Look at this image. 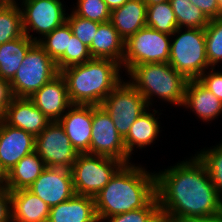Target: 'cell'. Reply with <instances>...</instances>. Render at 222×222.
Instances as JSON below:
<instances>
[{
    "label": "cell",
    "instance_id": "cell-43",
    "mask_svg": "<svg viewBox=\"0 0 222 222\" xmlns=\"http://www.w3.org/2000/svg\"><path fill=\"white\" fill-rule=\"evenodd\" d=\"M19 3L18 0H0V6H16Z\"/></svg>",
    "mask_w": 222,
    "mask_h": 222
},
{
    "label": "cell",
    "instance_id": "cell-44",
    "mask_svg": "<svg viewBox=\"0 0 222 222\" xmlns=\"http://www.w3.org/2000/svg\"><path fill=\"white\" fill-rule=\"evenodd\" d=\"M144 3L146 4V6H150V5H153V4H157V3H162V2H167L169 0H143Z\"/></svg>",
    "mask_w": 222,
    "mask_h": 222
},
{
    "label": "cell",
    "instance_id": "cell-18",
    "mask_svg": "<svg viewBox=\"0 0 222 222\" xmlns=\"http://www.w3.org/2000/svg\"><path fill=\"white\" fill-rule=\"evenodd\" d=\"M182 107L192 110L203 122H210L222 115V101L211 93L198 79L188 80Z\"/></svg>",
    "mask_w": 222,
    "mask_h": 222
},
{
    "label": "cell",
    "instance_id": "cell-23",
    "mask_svg": "<svg viewBox=\"0 0 222 222\" xmlns=\"http://www.w3.org/2000/svg\"><path fill=\"white\" fill-rule=\"evenodd\" d=\"M125 41L110 21L100 23L97 33L89 47L92 58L110 59L120 65L124 56Z\"/></svg>",
    "mask_w": 222,
    "mask_h": 222
},
{
    "label": "cell",
    "instance_id": "cell-42",
    "mask_svg": "<svg viewBox=\"0 0 222 222\" xmlns=\"http://www.w3.org/2000/svg\"><path fill=\"white\" fill-rule=\"evenodd\" d=\"M0 188H7V171L0 163Z\"/></svg>",
    "mask_w": 222,
    "mask_h": 222
},
{
    "label": "cell",
    "instance_id": "cell-26",
    "mask_svg": "<svg viewBox=\"0 0 222 222\" xmlns=\"http://www.w3.org/2000/svg\"><path fill=\"white\" fill-rule=\"evenodd\" d=\"M178 28L205 29L210 19L190 0H169Z\"/></svg>",
    "mask_w": 222,
    "mask_h": 222
},
{
    "label": "cell",
    "instance_id": "cell-31",
    "mask_svg": "<svg viewBox=\"0 0 222 222\" xmlns=\"http://www.w3.org/2000/svg\"><path fill=\"white\" fill-rule=\"evenodd\" d=\"M204 31L209 66L219 67L222 63V17L210 19Z\"/></svg>",
    "mask_w": 222,
    "mask_h": 222
},
{
    "label": "cell",
    "instance_id": "cell-25",
    "mask_svg": "<svg viewBox=\"0 0 222 222\" xmlns=\"http://www.w3.org/2000/svg\"><path fill=\"white\" fill-rule=\"evenodd\" d=\"M35 42L25 34L12 41L0 44V77L10 82L30 47Z\"/></svg>",
    "mask_w": 222,
    "mask_h": 222
},
{
    "label": "cell",
    "instance_id": "cell-40",
    "mask_svg": "<svg viewBox=\"0 0 222 222\" xmlns=\"http://www.w3.org/2000/svg\"><path fill=\"white\" fill-rule=\"evenodd\" d=\"M162 222H222V215L210 218H162Z\"/></svg>",
    "mask_w": 222,
    "mask_h": 222
},
{
    "label": "cell",
    "instance_id": "cell-41",
    "mask_svg": "<svg viewBox=\"0 0 222 222\" xmlns=\"http://www.w3.org/2000/svg\"><path fill=\"white\" fill-rule=\"evenodd\" d=\"M110 10H113L115 8L121 7L124 3H126L128 0H104Z\"/></svg>",
    "mask_w": 222,
    "mask_h": 222
},
{
    "label": "cell",
    "instance_id": "cell-5",
    "mask_svg": "<svg viewBox=\"0 0 222 222\" xmlns=\"http://www.w3.org/2000/svg\"><path fill=\"white\" fill-rule=\"evenodd\" d=\"M177 28L171 35L169 64L188 80L211 68L206 55L204 29Z\"/></svg>",
    "mask_w": 222,
    "mask_h": 222
},
{
    "label": "cell",
    "instance_id": "cell-6",
    "mask_svg": "<svg viewBox=\"0 0 222 222\" xmlns=\"http://www.w3.org/2000/svg\"><path fill=\"white\" fill-rule=\"evenodd\" d=\"M59 73L55 61L35 42L9 82L14 97L30 98Z\"/></svg>",
    "mask_w": 222,
    "mask_h": 222
},
{
    "label": "cell",
    "instance_id": "cell-39",
    "mask_svg": "<svg viewBox=\"0 0 222 222\" xmlns=\"http://www.w3.org/2000/svg\"><path fill=\"white\" fill-rule=\"evenodd\" d=\"M191 3L197 6L209 18L214 19L219 17V2L218 0H190Z\"/></svg>",
    "mask_w": 222,
    "mask_h": 222
},
{
    "label": "cell",
    "instance_id": "cell-2",
    "mask_svg": "<svg viewBox=\"0 0 222 222\" xmlns=\"http://www.w3.org/2000/svg\"><path fill=\"white\" fill-rule=\"evenodd\" d=\"M155 196V172L134 162L124 164L94 196L97 219L102 222L112 215L143 208Z\"/></svg>",
    "mask_w": 222,
    "mask_h": 222
},
{
    "label": "cell",
    "instance_id": "cell-15",
    "mask_svg": "<svg viewBox=\"0 0 222 222\" xmlns=\"http://www.w3.org/2000/svg\"><path fill=\"white\" fill-rule=\"evenodd\" d=\"M30 99L50 121H58L73 105L65 79L60 73L36 91Z\"/></svg>",
    "mask_w": 222,
    "mask_h": 222
},
{
    "label": "cell",
    "instance_id": "cell-9",
    "mask_svg": "<svg viewBox=\"0 0 222 222\" xmlns=\"http://www.w3.org/2000/svg\"><path fill=\"white\" fill-rule=\"evenodd\" d=\"M101 106L123 138L135 120L150 108L146 99L126 79L103 100Z\"/></svg>",
    "mask_w": 222,
    "mask_h": 222
},
{
    "label": "cell",
    "instance_id": "cell-4",
    "mask_svg": "<svg viewBox=\"0 0 222 222\" xmlns=\"http://www.w3.org/2000/svg\"><path fill=\"white\" fill-rule=\"evenodd\" d=\"M126 76L129 77L127 81L146 99L150 108L154 104V97L165 103L183 106L188 79L169 63L136 65Z\"/></svg>",
    "mask_w": 222,
    "mask_h": 222
},
{
    "label": "cell",
    "instance_id": "cell-3",
    "mask_svg": "<svg viewBox=\"0 0 222 222\" xmlns=\"http://www.w3.org/2000/svg\"><path fill=\"white\" fill-rule=\"evenodd\" d=\"M122 67L110 59L92 58L60 71L73 105L100 106L123 81ZM122 78V79H121Z\"/></svg>",
    "mask_w": 222,
    "mask_h": 222
},
{
    "label": "cell",
    "instance_id": "cell-24",
    "mask_svg": "<svg viewBox=\"0 0 222 222\" xmlns=\"http://www.w3.org/2000/svg\"><path fill=\"white\" fill-rule=\"evenodd\" d=\"M45 168L46 164L35 151L22 157L7 172V188L11 191L27 189Z\"/></svg>",
    "mask_w": 222,
    "mask_h": 222
},
{
    "label": "cell",
    "instance_id": "cell-7",
    "mask_svg": "<svg viewBox=\"0 0 222 222\" xmlns=\"http://www.w3.org/2000/svg\"><path fill=\"white\" fill-rule=\"evenodd\" d=\"M123 165L112 157L78 154L70 169L75 194L94 197Z\"/></svg>",
    "mask_w": 222,
    "mask_h": 222
},
{
    "label": "cell",
    "instance_id": "cell-37",
    "mask_svg": "<svg viewBox=\"0 0 222 222\" xmlns=\"http://www.w3.org/2000/svg\"><path fill=\"white\" fill-rule=\"evenodd\" d=\"M0 222H12L11 190L0 188Z\"/></svg>",
    "mask_w": 222,
    "mask_h": 222
},
{
    "label": "cell",
    "instance_id": "cell-19",
    "mask_svg": "<svg viewBox=\"0 0 222 222\" xmlns=\"http://www.w3.org/2000/svg\"><path fill=\"white\" fill-rule=\"evenodd\" d=\"M50 208L28 189L11 191L12 222H48Z\"/></svg>",
    "mask_w": 222,
    "mask_h": 222
},
{
    "label": "cell",
    "instance_id": "cell-13",
    "mask_svg": "<svg viewBox=\"0 0 222 222\" xmlns=\"http://www.w3.org/2000/svg\"><path fill=\"white\" fill-rule=\"evenodd\" d=\"M27 189L50 207L75 195L72 173L66 168L46 167Z\"/></svg>",
    "mask_w": 222,
    "mask_h": 222
},
{
    "label": "cell",
    "instance_id": "cell-30",
    "mask_svg": "<svg viewBox=\"0 0 222 222\" xmlns=\"http://www.w3.org/2000/svg\"><path fill=\"white\" fill-rule=\"evenodd\" d=\"M204 164L222 202V141L218 145L203 148L195 154Z\"/></svg>",
    "mask_w": 222,
    "mask_h": 222
},
{
    "label": "cell",
    "instance_id": "cell-20",
    "mask_svg": "<svg viewBox=\"0 0 222 222\" xmlns=\"http://www.w3.org/2000/svg\"><path fill=\"white\" fill-rule=\"evenodd\" d=\"M152 110V112H150ZM150 108L139 116L131 125L127 136L124 138V144L127 149V156L131 159L134 149H143L146 146L153 145L160 133V111ZM154 112V113H153ZM158 113V115H156ZM155 115L157 117H155Z\"/></svg>",
    "mask_w": 222,
    "mask_h": 222
},
{
    "label": "cell",
    "instance_id": "cell-1",
    "mask_svg": "<svg viewBox=\"0 0 222 222\" xmlns=\"http://www.w3.org/2000/svg\"><path fill=\"white\" fill-rule=\"evenodd\" d=\"M156 196L162 218H210L222 215V202L204 164L190 159L156 172Z\"/></svg>",
    "mask_w": 222,
    "mask_h": 222
},
{
    "label": "cell",
    "instance_id": "cell-35",
    "mask_svg": "<svg viewBox=\"0 0 222 222\" xmlns=\"http://www.w3.org/2000/svg\"><path fill=\"white\" fill-rule=\"evenodd\" d=\"M67 22L72 29L73 35L84 45L90 47L100 23L77 16L72 11L67 15Z\"/></svg>",
    "mask_w": 222,
    "mask_h": 222
},
{
    "label": "cell",
    "instance_id": "cell-21",
    "mask_svg": "<svg viewBox=\"0 0 222 222\" xmlns=\"http://www.w3.org/2000/svg\"><path fill=\"white\" fill-rule=\"evenodd\" d=\"M147 6L143 0H128L111 10L110 22L126 41L138 30L146 27Z\"/></svg>",
    "mask_w": 222,
    "mask_h": 222
},
{
    "label": "cell",
    "instance_id": "cell-29",
    "mask_svg": "<svg viewBox=\"0 0 222 222\" xmlns=\"http://www.w3.org/2000/svg\"><path fill=\"white\" fill-rule=\"evenodd\" d=\"M24 34L19 5L0 6V44L12 41Z\"/></svg>",
    "mask_w": 222,
    "mask_h": 222
},
{
    "label": "cell",
    "instance_id": "cell-10",
    "mask_svg": "<svg viewBox=\"0 0 222 222\" xmlns=\"http://www.w3.org/2000/svg\"><path fill=\"white\" fill-rule=\"evenodd\" d=\"M24 34L38 42L67 21L66 5L61 0H19ZM30 32L39 36L33 37Z\"/></svg>",
    "mask_w": 222,
    "mask_h": 222
},
{
    "label": "cell",
    "instance_id": "cell-22",
    "mask_svg": "<svg viewBox=\"0 0 222 222\" xmlns=\"http://www.w3.org/2000/svg\"><path fill=\"white\" fill-rule=\"evenodd\" d=\"M48 222H99L94 197L75 194L51 207Z\"/></svg>",
    "mask_w": 222,
    "mask_h": 222
},
{
    "label": "cell",
    "instance_id": "cell-14",
    "mask_svg": "<svg viewBox=\"0 0 222 222\" xmlns=\"http://www.w3.org/2000/svg\"><path fill=\"white\" fill-rule=\"evenodd\" d=\"M35 151V136L6 124L0 118V163L8 172L18 161Z\"/></svg>",
    "mask_w": 222,
    "mask_h": 222
},
{
    "label": "cell",
    "instance_id": "cell-28",
    "mask_svg": "<svg viewBox=\"0 0 222 222\" xmlns=\"http://www.w3.org/2000/svg\"><path fill=\"white\" fill-rule=\"evenodd\" d=\"M72 34V29L66 21L45 35L37 43L56 63L64 55L65 51L68 50V44Z\"/></svg>",
    "mask_w": 222,
    "mask_h": 222
},
{
    "label": "cell",
    "instance_id": "cell-11",
    "mask_svg": "<svg viewBox=\"0 0 222 222\" xmlns=\"http://www.w3.org/2000/svg\"><path fill=\"white\" fill-rule=\"evenodd\" d=\"M89 154L112 157L124 164L132 163L127 156L124 138L118 133L110 115L100 106L92 105V131Z\"/></svg>",
    "mask_w": 222,
    "mask_h": 222
},
{
    "label": "cell",
    "instance_id": "cell-45",
    "mask_svg": "<svg viewBox=\"0 0 222 222\" xmlns=\"http://www.w3.org/2000/svg\"><path fill=\"white\" fill-rule=\"evenodd\" d=\"M219 2V17H222V0H218Z\"/></svg>",
    "mask_w": 222,
    "mask_h": 222
},
{
    "label": "cell",
    "instance_id": "cell-8",
    "mask_svg": "<svg viewBox=\"0 0 222 222\" xmlns=\"http://www.w3.org/2000/svg\"><path fill=\"white\" fill-rule=\"evenodd\" d=\"M171 35L144 27L129 37L124 44L121 67L127 74L134 66L143 63H168Z\"/></svg>",
    "mask_w": 222,
    "mask_h": 222
},
{
    "label": "cell",
    "instance_id": "cell-12",
    "mask_svg": "<svg viewBox=\"0 0 222 222\" xmlns=\"http://www.w3.org/2000/svg\"><path fill=\"white\" fill-rule=\"evenodd\" d=\"M35 152L43 159L46 167L66 169L72 168L79 154L59 121H51L35 137Z\"/></svg>",
    "mask_w": 222,
    "mask_h": 222
},
{
    "label": "cell",
    "instance_id": "cell-38",
    "mask_svg": "<svg viewBox=\"0 0 222 222\" xmlns=\"http://www.w3.org/2000/svg\"><path fill=\"white\" fill-rule=\"evenodd\" d=\"M13 98L14 95L10 83L0 77V118L6 112Z\"/></svg>",
    "mask_w": 222,
    "mask_h": 222
},
{
    "label": "cell",
    "instance_id": "cell-17",
    "mask_svg": "<svg viewBox=\"0 0 222 222\" xmlns=\"http://www.w3.org/2000/svg\"><path fill=\"white\" fill-rule=\"evenodd\" d=\"M1 119L11 127L39 135L51 122L27 97H14Z\"/></svg>",
    "mask_w": 222,
    "mask_h": 222
},
{
    "label": "cell",
    "instance_id": "cell-32",
    "mask_svg": "<svg viewBox=\"0 0 222 222\" xmlns=\"http://www.w3.org/2000/svg\"><path fill=\"white\" fill-rule=\"evenodd\" d=\"M102 222H162L158 198L155 196L143 208L112 215Z\"/></svg>",
    "mask_w": 222,
    "mask_h": 222
},
{
    "label": "cell",
    "instance_id": "cell-16",
    "mask_svg": "<svg viewBox=\"0 0 222 222\" xmlns=\"http://www.w3.org/2000/svg\"><path fill=\"white\" fill-rule=\"evenodd\" d=\"M74 149L88 153L92 131V105H72L58 120Z\"/></svg>",
    "mask_w": 222,
    "mask_h": 222
},
{
    "label": "cell",
    "instance_id": "cell-33",
    "mask_svg": "<svg viewBox=\"0 0 222 222\" xmlns=\"http://www.w3.org/2000/svg\"><path fill=\"white\" fill-rule=\"evenodd\" d=\"M71 11L77 16L98 23L110 21L111 10L104 0H77Z\"/></svg>",
    "mask_w": 222,
    "mask_h": 222
},
{
    "label": "cell",
    "instance_id": "cell-27",
    "mask_svg": "<svg viewBox=\"0 0 222 222\" xmlns=\"http://www.w3.org/2000/svg\"><path fill=\"white\" fill-rule=\"evenodd\" d=\"M146 26L170 35L175 32L178 25L169 1L147 7Z\"/></svg>",
    "mask_w": 222,
    "mask_h": 222
},
{
    "label": "cell",
    "instance_id": "cell-36",
    "mask_svg": "<svg viewBox=\"0 0 222 222\" xmlns=\"http://www.w3.org/2000/svg\"><path fill=\"white\" fill-rule=\"evenodd\" d=\"M198 80L220 101H222V72L215 67L206 70Z\"/></svg>",
    "mask_w": 222,
    "mask_h": 222
},
{
    "label": "cell",
    "instance_id": "cell-34",
    "mask_svg": "<svg viewBox=\"0 0 222 222\" xmlns=\"http://www.w3.org/2000/svg\"><path fill=\"white\" fill-rule=\"evenodd\" d=\"M92 59L89 47L84 45L75 35H71L69 40L68 50L56 62L59 72L67 67L83 64Z\"/></svg>",
    "mask_w": 222,
    "mask_h": 222
}]
</instances>
